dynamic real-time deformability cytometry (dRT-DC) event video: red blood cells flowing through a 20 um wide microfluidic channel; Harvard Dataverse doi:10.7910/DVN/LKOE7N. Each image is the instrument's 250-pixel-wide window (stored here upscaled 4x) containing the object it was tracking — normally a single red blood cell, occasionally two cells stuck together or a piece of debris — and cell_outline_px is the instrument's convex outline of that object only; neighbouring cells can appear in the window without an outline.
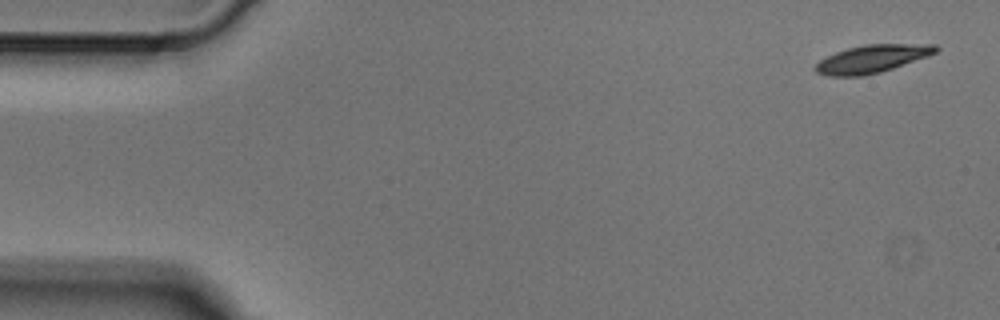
{"species": "Egyptian fruit bat (a non-hibernating species)", "species_latin": "Rousettus aegyptiacus", "temperature_condition": "cold", "stored_images_in_passage": 4, "segment_of_instrument_passage": [1, 2], "camera_frame_rate_fps": 3000, "um_per_image_px": 0.085, "animal": {"sex": "male"}, "frame": {"image": 1, "passage_image": 1, "time_ms": 0.0, "image_size_px": [1000, 320], "cell_outline_px": [[940, 48], [936, 52], [928, 56], [880, 72], [864, 76], [828, 76], [816, 72], [812, 68], [820, 60], [836, 52], [848, 48], [864, 44], [936, 44]], "centroid_in_image_um": [74.12, 5.0], "position_along_channel_um": 10.9, "area_um2": 19.48}}